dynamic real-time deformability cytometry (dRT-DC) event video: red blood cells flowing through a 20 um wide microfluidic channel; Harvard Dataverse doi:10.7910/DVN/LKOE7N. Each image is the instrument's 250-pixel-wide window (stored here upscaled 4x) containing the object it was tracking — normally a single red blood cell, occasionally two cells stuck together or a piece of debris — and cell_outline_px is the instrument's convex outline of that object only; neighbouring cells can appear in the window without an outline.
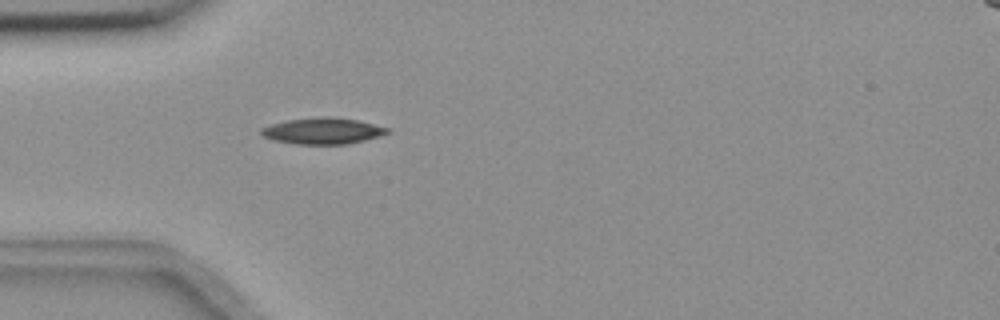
{"species": "common noctule bat (a hibernating species)", "species_latin": "Nyctalus noctula", "temperature_condition": "room temperature", "stored_images_in_passage": 1, "camera_frame_rate_fps": 3000, "um_per_image_px": 0.085, "animal": {"sex": "female", "body_mass_g": 18.4}, "frame": {"image": 1, "passage_image": 1, "time_ms": 0.0, "image_size_px": [1000, 320], "cell_outline_px": [[392, 132], [380, 136], [348, 144], [296, 144], [272, 140], [264, 136], [260, 132], [260, 128], [272, 124], [288, 120], [320, 116], [328, 116], [356, 120], [392, 128]], "centroid_in_image_um": [27.47, 11.13], "position_along_channel_um": 57.5, "area_um2": 19.42}}